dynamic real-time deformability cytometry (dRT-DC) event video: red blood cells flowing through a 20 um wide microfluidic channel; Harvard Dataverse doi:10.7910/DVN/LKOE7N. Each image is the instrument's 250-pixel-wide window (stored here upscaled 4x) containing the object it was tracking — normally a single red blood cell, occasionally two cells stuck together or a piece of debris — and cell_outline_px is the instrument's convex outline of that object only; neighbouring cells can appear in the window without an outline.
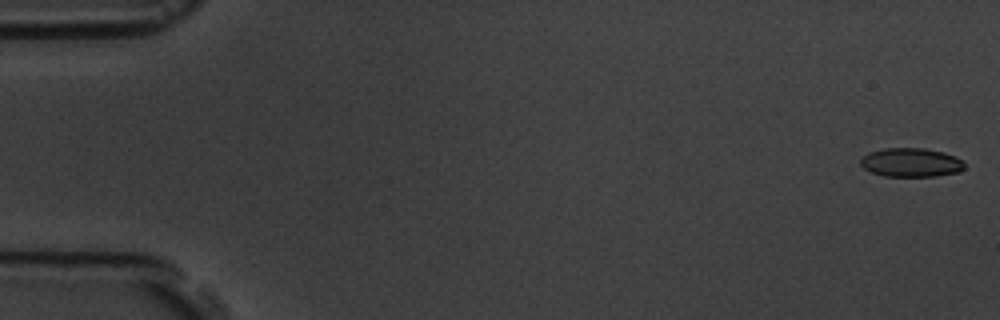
{"species": "common noctule bat (a hibernating species)", "species_latin": "Nyctalus noctula", "temperature_condition": "room temperature", "stored_images_in_passage": 56, "camera_frame_rate_fps": 3000, "um_per_image_px": 0.085, "animal": {"sex": "male", "body_mass_g": 19.5, "forearm_length_mm": 54.6}, "frame": {"image": 1, "passage_image": 1, "time_ms": 0.0, "image_size_px": [1000, 320], "cell_outline_px": [[964, 168], [960, 172], [936, 176], [884, 176], [872, 172], [864, 168], [860, 164], [860, 160], [868, 152], [884, 148], [924, 148], [944, 152], [956, 156], [964, 164]], "centroid_in_image_um": [77.44, 13.81], "position_along_channel_um": 7.6, "area_um2": 17.51}}
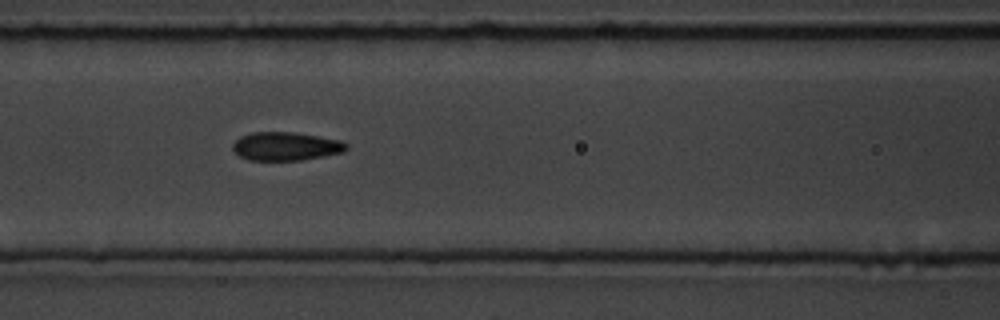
{"frame": {"image": 2, "passage_image": 24, "time_ms": 7.667, "image_size_px": [1000, 320], "cell_outline_px": [[348, 148], [344, 152], [324, 156], [300, 160], [248, 160], [240, 156], [232, 148], [232, 144], [240, 136], [252, 132], [292, 132], [320, 136], [340, 140], [348, 144]], "centroid_in_image_um": [24.31, 12.43], "position_along_channel_um": 142.3, "area_um2": 18.9}}
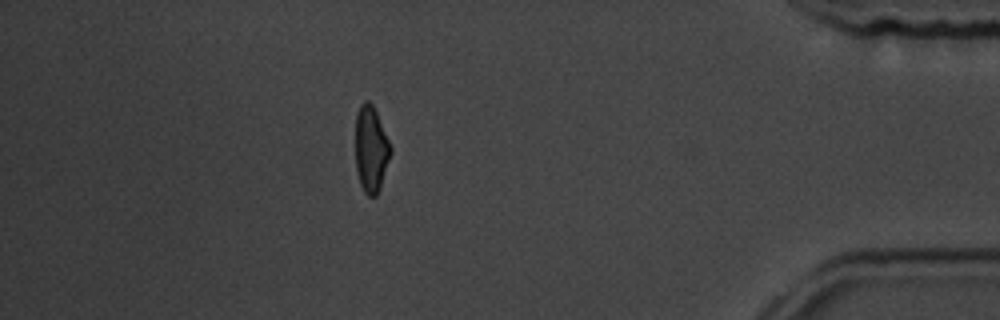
{"frame": {"image": 3, "passage_image": 49, "time_ms": 16.0, "image_size_px": [1000, 320], "cell_outline_px": [[392, 152], [380, 188], [376, 196], [368, 196], [364, 192], [360, 184], [356, 172], [356, 112], [360, 104], [364, 100], [368, 100], [372, 104], [376, 112], [392, 148]], "centroid_in_image_um": [31.53, 12.68], "position_along_channel_um": 403.7, "area_um2": 17.74}, "authors_computed_cell_mechanics": {"area_um2": 18.8717, "velocity_mm_per_s": 3.6811, "shape_relaxation_time_tau1_ms": 4.8882, "shape_relaxation_time_tau2_ms": 1.1685, "deformation_change_tau1": 0.1345, "deformation_change_tau2": 0.0609}}